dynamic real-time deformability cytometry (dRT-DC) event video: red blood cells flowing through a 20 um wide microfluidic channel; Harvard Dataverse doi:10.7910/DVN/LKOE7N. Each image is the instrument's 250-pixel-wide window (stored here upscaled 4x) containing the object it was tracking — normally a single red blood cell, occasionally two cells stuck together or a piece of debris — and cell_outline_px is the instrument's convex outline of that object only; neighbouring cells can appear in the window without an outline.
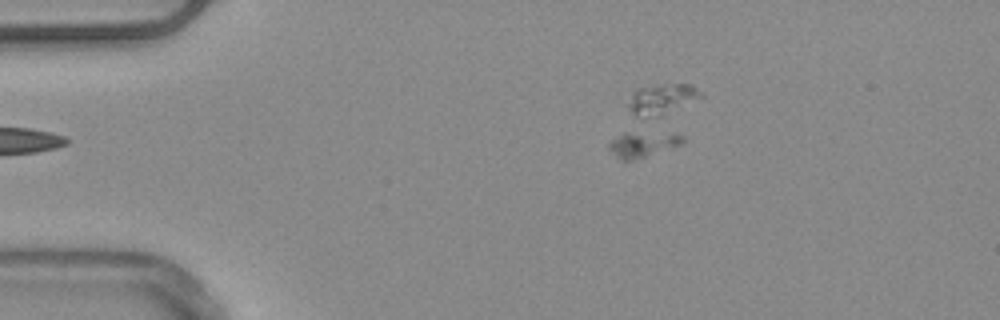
{"species": "common noctule bat (a hibernating species)", "species_latin": "Nyctalus noctula", "temperature_condition": "warm", "stored_images_in_passage": 54, "segment_of_instrument_passage": [1, 2], "camera_frame_rate_fps": 3000, "um_per_image_px": 0.085, "animal": {"sex": "male", "body_mass_g": 20.4}, "frame": {"image": 1, "passage_image": 9, "time_ms": 2.667, "image_size_px": [1000, 320], "cell_outline_px": [[684, 140], [680, 144], [624, 164], [608, 148], [608, 144], [612, 140], [624, 132], [628, 132], [684, 136]], "centroid_in_image_um": [54.51, 12.33], "position_along_channel_um": 30.5, "area_um2": 10.52}}